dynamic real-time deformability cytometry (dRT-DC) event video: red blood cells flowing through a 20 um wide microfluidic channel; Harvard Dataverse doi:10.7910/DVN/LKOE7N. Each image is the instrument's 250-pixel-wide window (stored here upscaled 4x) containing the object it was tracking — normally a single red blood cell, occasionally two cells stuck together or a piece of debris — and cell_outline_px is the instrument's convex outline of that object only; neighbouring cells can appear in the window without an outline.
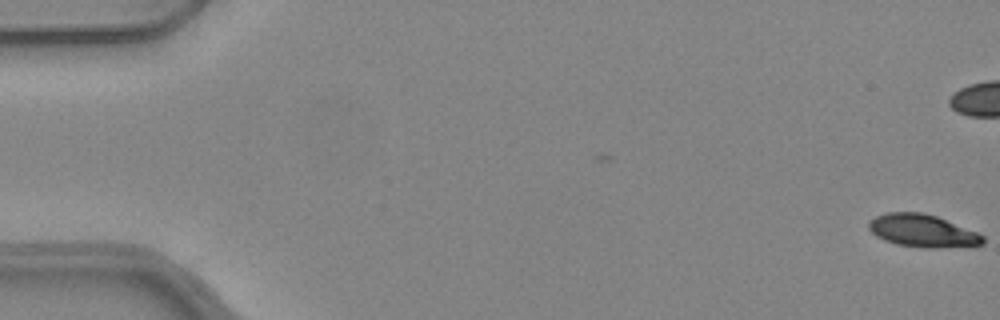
{"species": "common noctule bat (a hibernating species)", "species_latin": "Nyctalus noctula", "temperature_condition": "warm", "stored_images_in_passage": 9, "camera_frame_rate_fps": 3000, "um_per_image_px": 0.085, "animal": {"sex": "female", "body_mass_g": 24.6, "forearm_length_mm": 56.2}, "frame": {"image": 1, "passage_image": 1, "time_ms": 0.0, "image_size_px": [1000, 320], "cell_outline_px": [[984, 244], [936, 248], [924, 248], [896, 244], [884, 240], [876, 236], [868, 228], [868, 220], [876, 216], [888, 212], [920, 212], [936, 216], [976, 232], [984, 236]], "centroid_in_image_um": [78.37, 19.62], "position_along_channel_um": 6.6, "area_um2": 21.56}}